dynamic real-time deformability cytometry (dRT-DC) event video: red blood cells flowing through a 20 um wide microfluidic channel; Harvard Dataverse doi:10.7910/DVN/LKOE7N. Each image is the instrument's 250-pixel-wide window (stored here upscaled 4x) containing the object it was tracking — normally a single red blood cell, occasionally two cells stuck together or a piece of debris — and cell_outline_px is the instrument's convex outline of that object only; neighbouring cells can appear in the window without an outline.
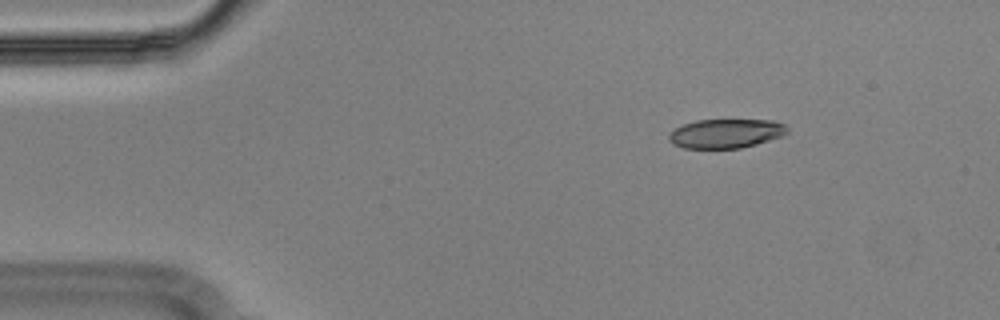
{"species": "Egyptian fruit bat (a non-hibernating species)", "species_latin": "Rousettus aegyptiacus", "temperature_condition": "cold", "stored_images_in_passage": 48, "camera_frame_rate_fps": 3000, "um_per_image_px": 0.085, "animal": {"sex": "male"}, "frame": {"image": 1, "passage_image": 1, "time_ms": 0.0, "image_size_px": [1000, 320], "cell_outline_px": [[788, 132], [784, 136], [756, 144], [740, 148], [684, 148], [672, 144], [668, 140], [668, 136], [676, 128], [684, 124], [696, 120], [776, 120], [784, 124], [788, 128]], "centroid_in_image_um": [61.73, 11.34], "position_along_channel_um": 23.3, "area_um2": 20.17}}
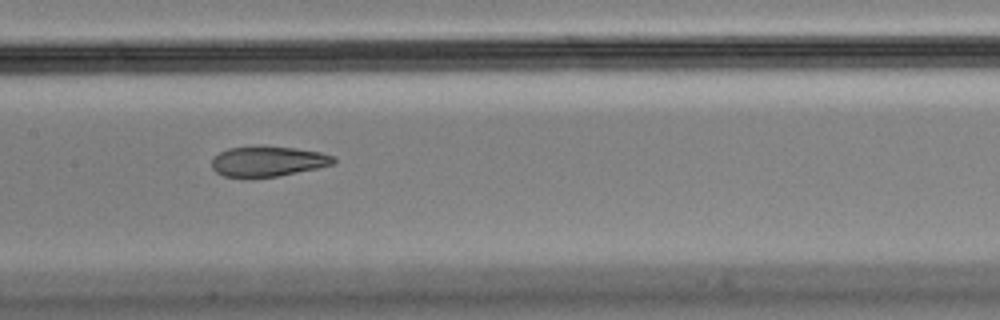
{"frame": {"image": 2, "passage_image": 20, "time_ms": 6.333, "image_size_px": [1000, 320], "cell_outline_px": [[336, 164], [276, 176], [224, 176], [216, 172], [212, 168], [212, 160], [220, 152], [228, 148], [256, 144], [264, 144], [296, 148], [320, 152], [332, 156], [336, 160]], "centroid_in_image_um": [22.77, 13.66], "position_along_channel_um": 184.6, "area_um2": 21.56}}
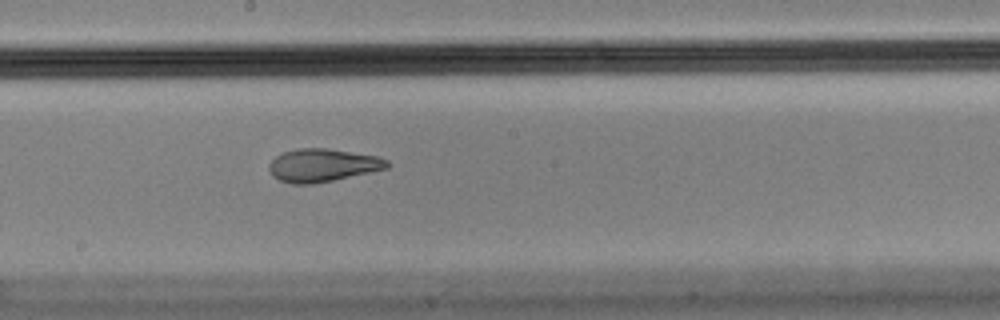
{"frame": {"image": 3, "passage_image": 23, "time_ms": 7.333, "image_size_px": [1000, 320], "cell_outline_px": [[392, 164], [388, 168], [332, 180], [312, 184], [292, 184], [280, 180], [272, 176], [268, 168], [268, 164], [276, 156], [284, 152], [296, 148], [328, 148], [376, 156], [388, 160]], "centroid_in_image_um": [27.4, 14.04], "position_along_channel_um": 220.8, "area_um2": 22.66}, "authors_computed_cell_mechanics": {"area_um2": 22.831, "velocity_mm_per_s": 3.6228, "shape_relaxation_time_tau1_ms": null, "shape_relaxation_time_tau2_ms": 2.479, "deformation_change_tau1": null, "deformation_change_tau2": 0.1}}